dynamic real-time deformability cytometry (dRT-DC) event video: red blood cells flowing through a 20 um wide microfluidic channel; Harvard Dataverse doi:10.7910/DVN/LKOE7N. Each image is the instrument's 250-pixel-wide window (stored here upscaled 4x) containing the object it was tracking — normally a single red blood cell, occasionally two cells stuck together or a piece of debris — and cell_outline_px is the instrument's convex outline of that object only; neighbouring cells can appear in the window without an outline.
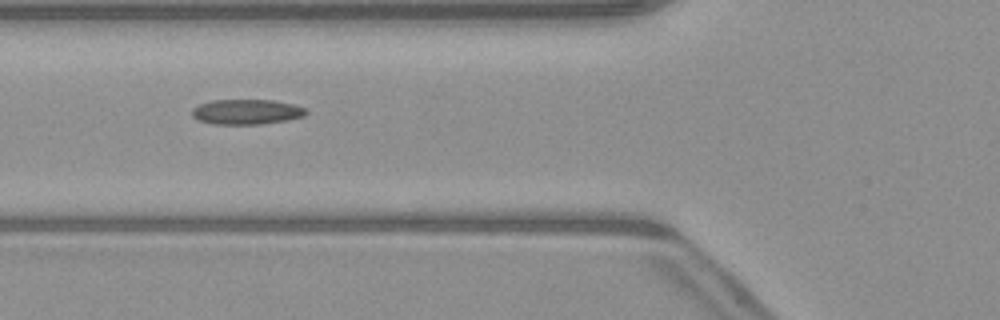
{"species": "common noctule bat (a hibernating species)", "species_latin": "Nyctalus noctula", "temperature_condition": "warm", "stored_images_in_passage": 6, "camera_frame_rate_fps": 3000, "um_per_image_px": 0.085, "animal": {"sex": "male", "body_mass_g": 23.1, "forearm_length_mm": 52.7}, "frame": {"image": 1, "passage_image": 4, "time_ms": 5.333, "image_size_px": [1000, 320], "cell_outline_px": [[308, 112], [304, 116], [288, 120], [260, 124], [212, 124], [196, 120], [192, 116], [192, 108], [200, 104], [212, 100], [272, 100], [292, 104], [304, 108]], "centroid_in_image_um": [20.92, 9.51], "position_along_channel_um": 104.9, "area_um2": 16.7}}
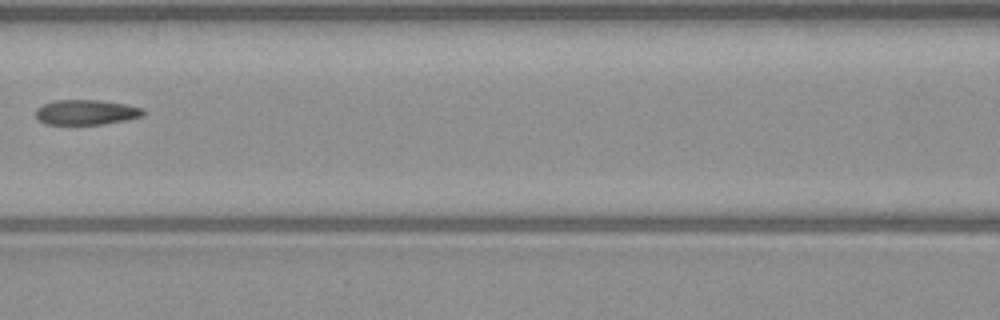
{"frame": {"image": 2, "passage_image": 5, "time_ms": 6.667, "image_size_px": [1000, 320], "cell_outline_px": [[144, 116], [124, 120], [100, 124], [44, 124], [36, 116], [36, 108], [44, 104], [56, 100], [100, 100], [124, 104], [144, 108]], "centroid_in_image_um": [7.32, 9.54], "position_along_channel_um": 159.3, "area_um2": 15.55}}
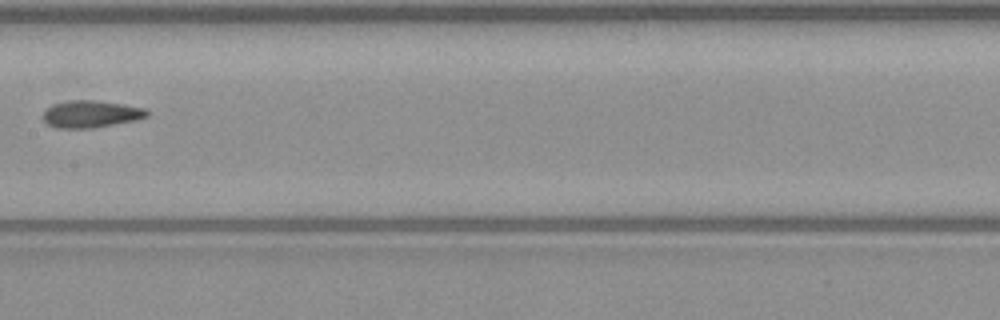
{"frame": {"image": 3, "passage_image": 6, "time_ms": 7.667, "image_size_px": [1000, 320], "cell_outline_px": [[148, 116], [136, 120], [92, 128], [56, 128], [48, 124], [44, 120], [44, 112], [52, 104], [72, 100], [96, 100], [124, 104], [144, 108], [148, 112]], "centroid_in_image_um": [7.74, 9.69], "position_along_channel_um": 199.7, "area_um2": 16.3}}